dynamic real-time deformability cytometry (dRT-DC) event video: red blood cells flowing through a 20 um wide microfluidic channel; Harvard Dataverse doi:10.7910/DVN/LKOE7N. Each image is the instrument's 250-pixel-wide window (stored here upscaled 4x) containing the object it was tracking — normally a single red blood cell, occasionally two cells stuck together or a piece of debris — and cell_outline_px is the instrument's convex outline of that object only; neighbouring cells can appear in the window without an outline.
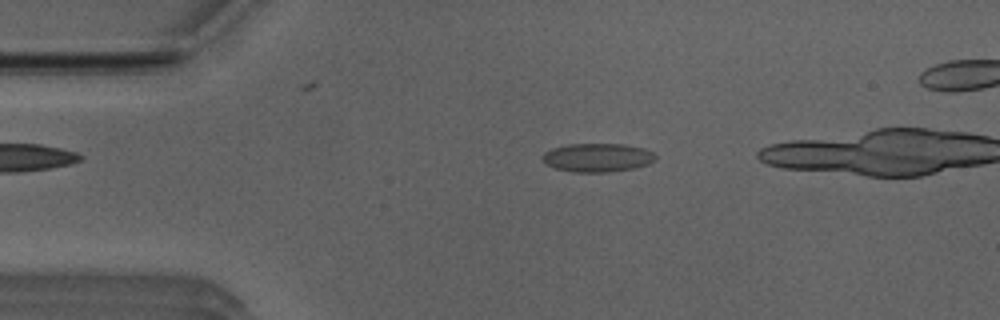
{"species": "Egyptian fruit bat (a non-hibernating species)", "species_latin": "Rousettus aegyptiacus", "temperature_condition": "room temperature", "stored_images_in_passage": 16, "camera_frame_rate_fps": 3000, "um_per_image_px": 0.085, "animal": {"sex": "male"}, "frame": {"image": 1, "passage_image": 9, "time_ms": 2.667, "image_size_px": [1000, 320], "cell_outline_px": [[656, 160], [648, 164], [636, 168], [608, 172], [572, 172], [556, 168], [544, 164], [544, 152], [552, 148], [568, 144], [624, 144], [644, 148], [652, 152], [656, 156]], "centroid_in_image_um": [50.81, 13.39], "position_along_channel_um": 34.2, "area_um2": 18.9}}